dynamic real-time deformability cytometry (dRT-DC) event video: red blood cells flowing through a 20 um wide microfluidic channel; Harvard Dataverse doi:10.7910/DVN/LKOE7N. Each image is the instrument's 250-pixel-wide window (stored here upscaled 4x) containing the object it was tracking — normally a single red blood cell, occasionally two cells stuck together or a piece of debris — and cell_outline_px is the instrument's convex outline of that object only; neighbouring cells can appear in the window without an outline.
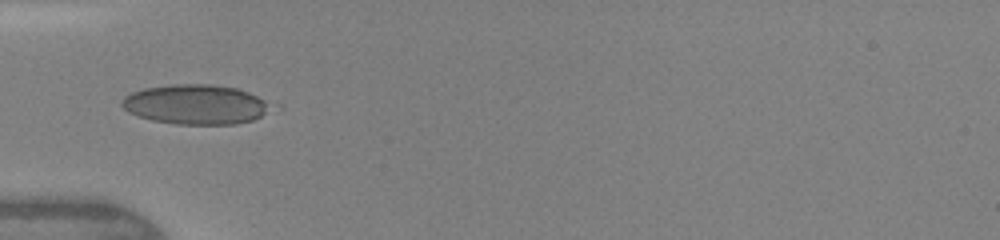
{"species": "human", "species_latin": "Homo sapiens", "temperature_condition": "warm", "stored_images_in_passage": 22, "camera_frame_rate_fps": 3000, "um_per_image_px": 0.085, "donor": {"sex": "female"}, "frame": {"image": 1, "passage_image": 1, "time_ms": 0.0, "image_size_px": [1000, 240], "cell_outline_px": [[272, 104], [260, 116], [252, 120], [236, 124], [176, 124], [152, 120], [128, 112], [120, 104], [120, 100], [124, 96], [132, 92], [144, 88], [172, 84], [212, 84], [236, 88], [248, 92]], "centroid_in_image_um": [16.57, 8.87], "position_along_channel_um": 68.4, "area_um2": 34.28}}
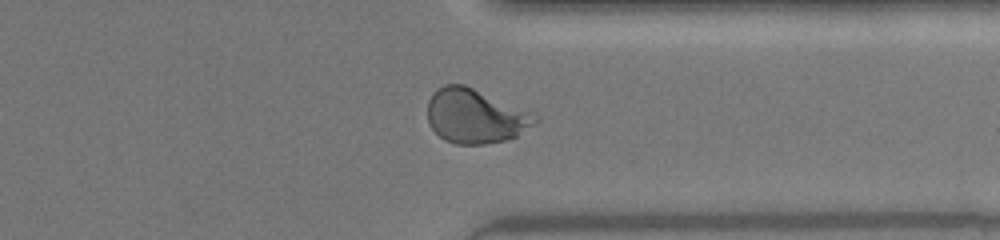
{"frame": {"image": 2, "passage_image": 15, "time_ms": 7.0, "image_size_px": [1000, 240], "cell_outline_px": [[540, 120], [536, 124], [516, 136], [508, 140], [484, 144], [456, 144], [444, 140], [428, 124], [428, 100], [432, 92], [436, 88], [444, 84], [464, 84]], "centroid_in_image_um": [40.29, 9.9], "position_along_channel_um": 371.1, "area_um2": 33.12}}
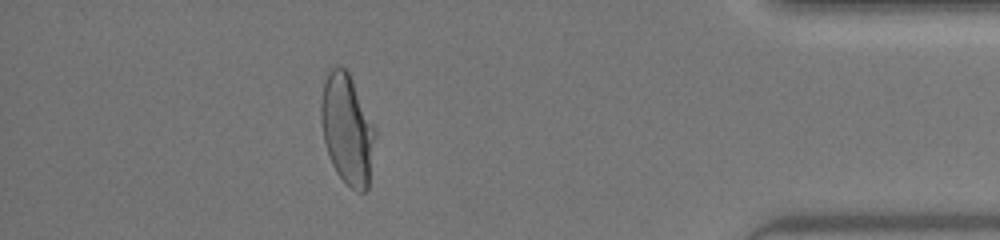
{"frame": {"image": 3, "passage_image": 20, "time_ms": 8.667, "image_size_px": [1000, 240], "cell_outline_px": [[376, 136], [368, 188], [364, 192], [356, 192], [336, 172], [332, 164], [324, 140], [320, 120], [320, 104], [324, 84], [328, 72], [336, 64], [340, 64], [348, 72], [376, 128]], "centroid_in_image_um": [29.52, 10.98], "position_along_channel_um": 405.7, "area_um2": 34.74}, "authors_computed_cell_mechanics": {"area_um2": 33.4373, "velocity_mm_per_s": 4.3503, "shape_relaxation_time_tau1_ms": 5.1171, "shape_relaxation_time_tau2_ms": null, "deformation_change_tau1": 0.1547, "deformation_change_tau2": null}}